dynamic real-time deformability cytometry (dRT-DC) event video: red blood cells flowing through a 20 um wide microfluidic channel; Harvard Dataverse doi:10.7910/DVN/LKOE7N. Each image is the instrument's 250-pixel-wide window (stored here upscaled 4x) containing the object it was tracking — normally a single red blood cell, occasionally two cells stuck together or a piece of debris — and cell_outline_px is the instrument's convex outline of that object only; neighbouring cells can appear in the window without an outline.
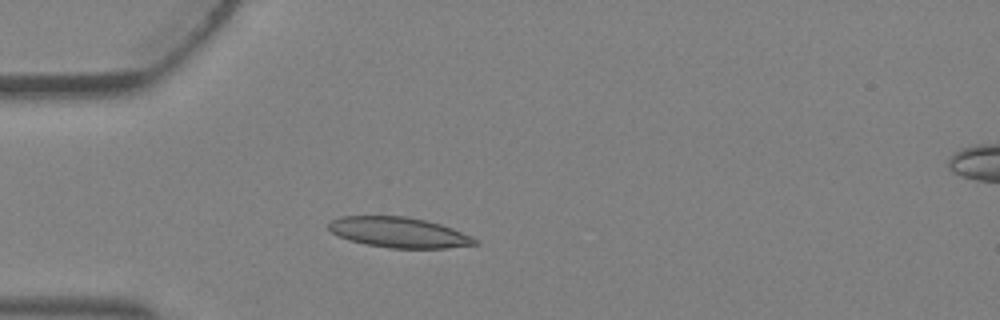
{"species": "Egyptian fruit bat (a non-hibernating species)", "species_latin": "Rousettus aegyptiacus", "temperature_condition": "warm", "stored_images_in_passage": 4, "camera_frame_rate_fps": 3000, "um_per_image_px": 0.085, "animal": {"sex": "female"}, "frame": {"image": 1, "passage_image": 3, "time_ms": 0.667, "image_size_px": [1000, 320], "cell_outline_px": [[480, 244], [448, 248], [388, 248], [364, 244], [348, 240], [332, 232], [328, 228], [328, 224], [332, 220], [340, 216], [408, 216], [440, 224], [452, 228], [472, 236], [480, 240]], "centroid_in_image_um": [33.94, 19.76], "position_along_channel_um": 51.1, "area_um2": 26.07}}